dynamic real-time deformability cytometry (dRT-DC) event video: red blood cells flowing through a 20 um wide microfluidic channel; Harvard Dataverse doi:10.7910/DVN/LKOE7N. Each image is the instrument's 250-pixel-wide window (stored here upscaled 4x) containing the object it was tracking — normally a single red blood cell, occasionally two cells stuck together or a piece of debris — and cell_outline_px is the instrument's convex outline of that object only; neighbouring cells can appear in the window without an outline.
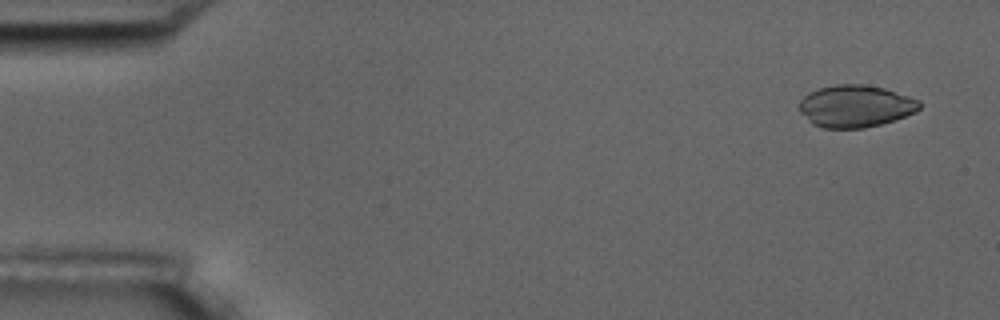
{"species": "common noctule bat (a hibernating species)", "species_latin": "Nyctalus noctula", "temperature_condition": "room temperature", "stored_images_in_passage": 5, "camera_frame_rate_fps": 3000, "um_per_image_px": 0.085, "animal": {"sex": "male", "body_mass_g": 17.5, "forearm_length_mm": 52.3}, "frame": {"image": 1, "passage_image": 1, "time_ms": 0.0, "image_size_px": [1000, 320], "cell_outline_px": [[920, 108], [916, 112], [880, 124], [864, 128], [820, 128], [812, 124], [800, 112], [800, 100], [808, 92], [820, 88], [836, 84], [864, 84], [884, 88], [920, 100]], "centroid_in_image_um": [72.69, 9.02], "position_along_channel_um": 12.3, "area_um2": 29.48}}